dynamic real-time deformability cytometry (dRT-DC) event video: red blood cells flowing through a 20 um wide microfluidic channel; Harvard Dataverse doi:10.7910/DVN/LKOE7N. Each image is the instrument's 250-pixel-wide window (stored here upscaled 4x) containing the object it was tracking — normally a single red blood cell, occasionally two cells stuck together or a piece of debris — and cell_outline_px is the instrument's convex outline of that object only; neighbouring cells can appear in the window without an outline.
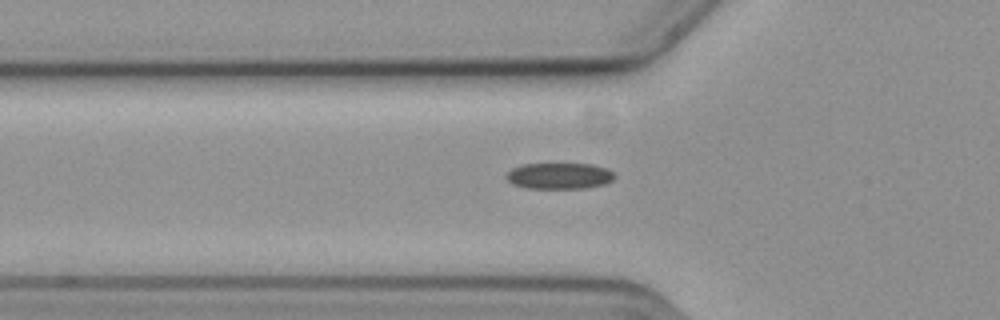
{"species": "common noctule bat (a hibernating species)", "species_latin": "Nyctalus noctula", "temperature_condition": "cold", "stored_images_in_passage": 40, "camera_frame_rate_fps": 3000, "um_per_image_px": 0.085, "animal": {"sex": "female", "body_mass_g": 19.3, "forearm_length_mm": 54.1}, "frame": {"image": 1, "passage_image": 2, "time_ms": 0.333, "image_size_px": [1000, 320], "cell_outline_px": [[616, 176], [612, 180], [604, 184], [584, 188], [528, 188], [512, 184], [504, 176], [512, 168], [520, 164], [592, 164], [608, 168]], "centroid_in_image_um": [47.53, 14.94], "position_along_channel_um": 78.3, "area_um2": 16.53}}
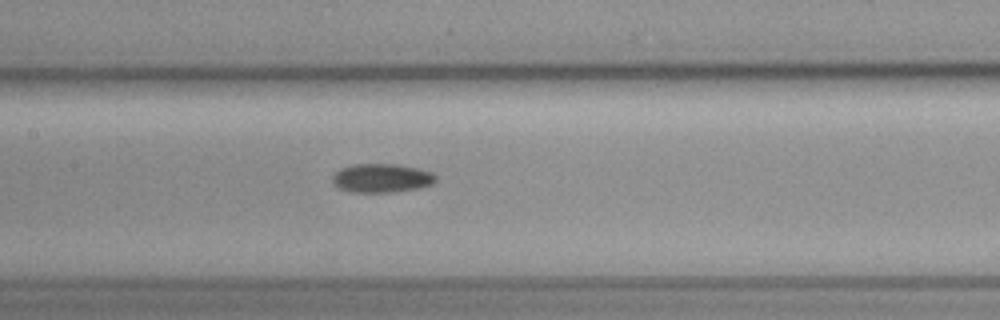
{"frame": {"image": 2, "passage_image": 10, "time_ms": 3.0, "image_size_px": [1000, 320], "cell_outline_px": [[436, 180], [432, 184], [420, 188], [392, 192], [352, 192], [340, 188], [332, 180], [332, 176], [340, 168], [352, 164], [396, 164], [416, 168], [432, 172], [436, 176]], "centroid_in_image_um": [32.45, 15.13], "position_along_channel_um": 175.0, "area_um2": 17.28}}
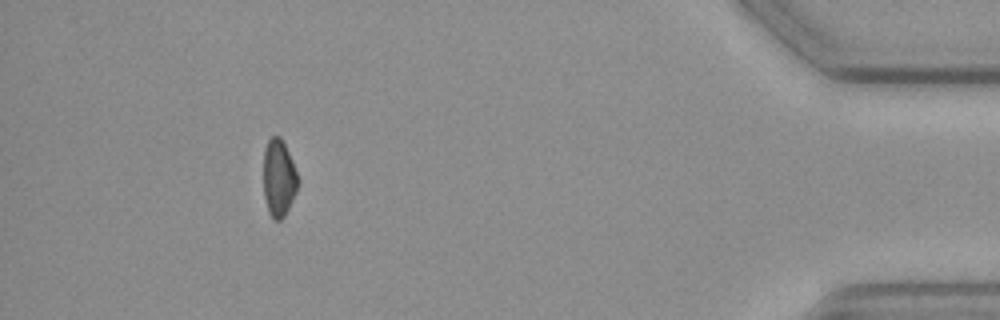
{"frame": {"image": 3, "passage_image": 35, "time_ms": 11.333, "image_size_px": [1000, 320], "cell_outline_px": [[300, 180], [296, 192], [284, 216], [280, 220], [272, 220], [268, 212], [264, 196], [264, 148], [268, 140], [272, 136], [280, 136], [292, 160]], "centroid_in_image_um": [23.7, 15.15], "position_along_channel_um": 411.5, "area_um2": 15.55}, "authors_computed_cell_mechanics": {"area_um2": 16.473, "velocity_mm_per_s": 3.5979, "shape_relaxation_time_tau1_ms": 6.95, "shape_relaxation_time_tau2_ms": null, "deformation_change_tau1": 0.1441, "deformation_change_tau2": null}}